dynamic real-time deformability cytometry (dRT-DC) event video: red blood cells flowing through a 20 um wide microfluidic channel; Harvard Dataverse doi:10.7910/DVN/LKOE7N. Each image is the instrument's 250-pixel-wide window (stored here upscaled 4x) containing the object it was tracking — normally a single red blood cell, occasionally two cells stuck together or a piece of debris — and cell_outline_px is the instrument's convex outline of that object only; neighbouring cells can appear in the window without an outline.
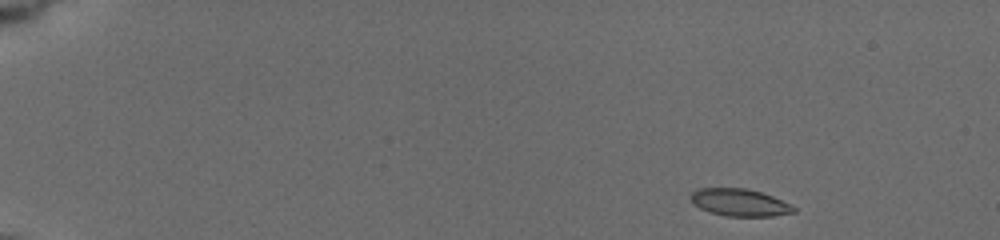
{"species": "common noctule bat (a hibernating species)", "species_latin": "Nyctalus noctula", "temperature_condition": "cold", "stored_images_in_passage": 6, "camera_frame_rate_fps": 3000, "um_per_image_px": 0.085, "animal": {"sex": "female", "body_mass_g": 19.5, "forearm_length_mm": 54.1}, "frame": {"image": 1, "passage_image": 1, "time_ms": 0.0, "image_size_px": [1000, 240], "cell_outline_px": [[796, 212], [772, 216], [724, 216], [700, 208], [688, 196], [696, 188], [748, 188], [772, 196], [792, 204], [796, 208]], "centroid_in_image_um": [62.89, 17.2], "position_along_channel_um": 22.1, "area_um2": 16.42}}
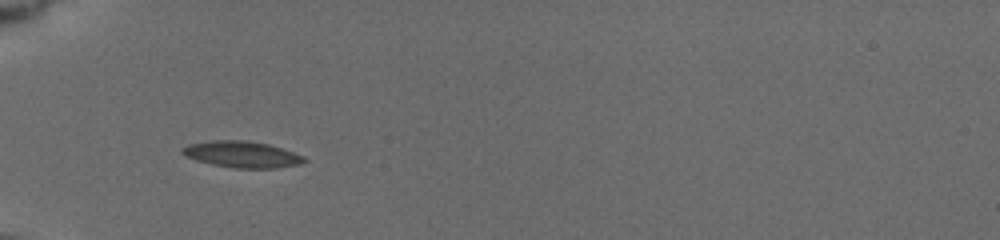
{"frame": {"image": 2, "passage_image": 5, "time_ms": 4.333, "image_size_px": [1000, 240], "cell_outline_px": [[308, 160], [300, 164], [276, 168], [232, 168], [212, 164], [196, 160], [184, 156], [180, 152], [180, 148], [188, 144], [212, 140], [248, 140], [268, 144], [304, 156]], "centroid_in_image_um": [20.52, 13.12], "position_along_channel_um": 64.5, "area_um2": 18.84}}